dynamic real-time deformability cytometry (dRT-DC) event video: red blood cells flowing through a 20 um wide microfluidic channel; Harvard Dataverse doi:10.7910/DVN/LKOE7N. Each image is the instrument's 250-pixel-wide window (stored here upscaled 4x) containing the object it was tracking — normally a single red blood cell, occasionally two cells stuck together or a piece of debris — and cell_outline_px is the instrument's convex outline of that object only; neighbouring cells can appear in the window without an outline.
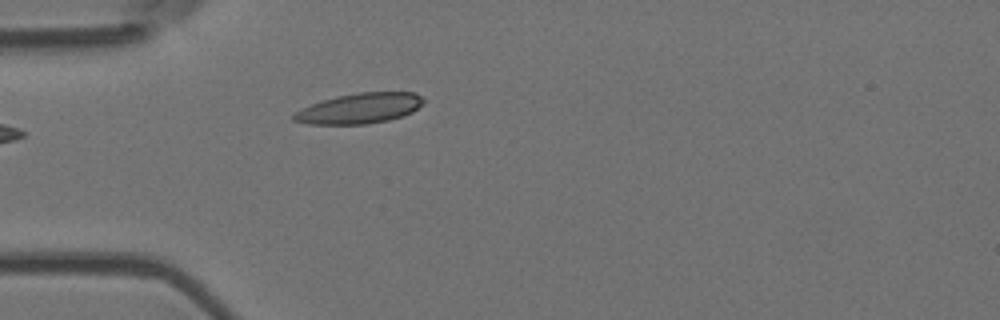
{"species": "Egyptian fruit bat (a non-hibernating species)", "species_latin": "Rousettus aegyptiacus", "temperature_condition": "room temperature", "stored_images_in_passage": 2, "camera_frame_rate_fps": 3000, "um_per_image_px": 0.085, "animal": {"sex": "female"}, "frame": {"image": 1, "passage_image": 2, "time_ms": 0.333, "image_size_px": [1000, 320], "cell_outline_px": [[424, 100], [412, 112], [388, 120], [368, 124], [308, 124], [292, 120], [292, 116], [300, 108], [336, 96], [360, 92], [416, 92]], "centroid_in_image_um": [30.53, 9.21], "position_along_channel_um": 54.5, "area_um2": 22.72}}